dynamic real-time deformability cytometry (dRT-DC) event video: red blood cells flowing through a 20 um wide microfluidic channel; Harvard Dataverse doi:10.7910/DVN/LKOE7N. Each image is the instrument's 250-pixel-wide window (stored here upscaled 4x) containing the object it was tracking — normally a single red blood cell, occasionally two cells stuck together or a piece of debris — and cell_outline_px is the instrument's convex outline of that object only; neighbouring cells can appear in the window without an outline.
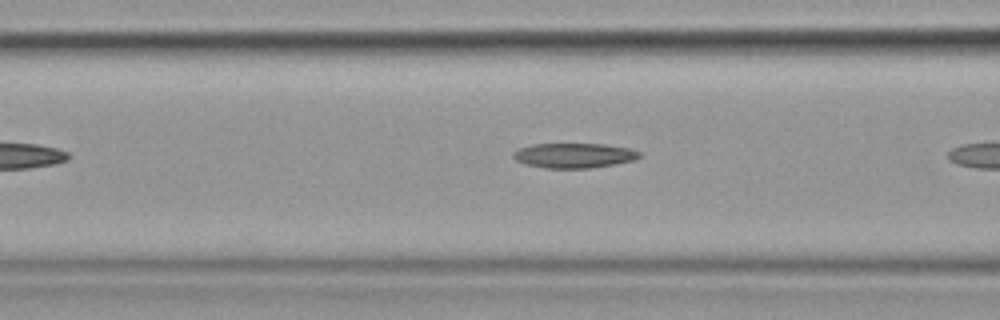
{"species": "common noctule bat (a hibernating species)", "species_latin": "Nyctalus noctula", "temperature_condition": "cold", "stored_images_in_passage": 9, "camera_frame_rate_fps": 3000, "um_per_image_px": 0.085, "animal": {"sex": "female", "body_mass_g": 19.9}, "frame": {"image": 1, "passage_image": 7, "time_ms": 2.0, "image_size_px": [1000, 320], "cell_outline_px": [[640, 156], [636, 160], [588, 168], [544, 168], [528, 164], [516, 160], [512, 156], [512, 152], [520, 148], [536, 144], [604, 144], [628, 148], [640, 152]], "centroid_in_image_um": [48.79, 13.21], "position_along_channel_um": 117.8, "area_um2": 18.03}}